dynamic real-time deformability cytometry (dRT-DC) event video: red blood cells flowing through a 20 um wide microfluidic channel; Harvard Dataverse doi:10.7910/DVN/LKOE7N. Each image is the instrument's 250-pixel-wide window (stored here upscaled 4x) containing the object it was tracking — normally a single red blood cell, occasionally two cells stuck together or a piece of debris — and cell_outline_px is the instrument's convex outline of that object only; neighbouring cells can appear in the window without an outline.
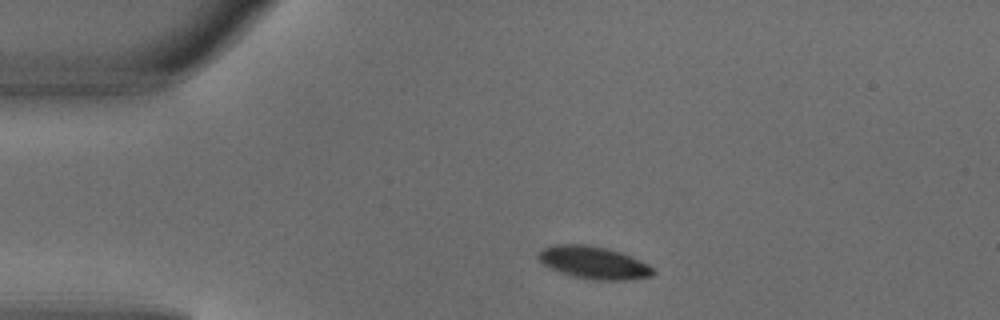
{"species": "common noctule bat (a hibernating species)", "species_latin": "Nyctalus noctula", "temperature_condition": "warm", "stored_images_in_passage": 2, "camera_frame_rate_fps": 3000, "um_per_image_px": 0.085, "animal": {"sex": "male", "body_mass_g": 18.8}, "frame": {"image": 1, "passage_image": 1, "time_ms": 0.0, "image_size_px": [1000, 320], "cell_outline_px": [[656, 272], [652, 276], [624, 280], [592, 280], [576, 276], [552, 268], [544, 264], [536, 256], [544, 248], [556, 244], [584, 244], [604, 248], [620, 252], [640, 260], [648, 264]], "centroid_in_image_um": [50.5, 22.32], "position_along_channel_um": 34.5, "area_um2": 21.27}}